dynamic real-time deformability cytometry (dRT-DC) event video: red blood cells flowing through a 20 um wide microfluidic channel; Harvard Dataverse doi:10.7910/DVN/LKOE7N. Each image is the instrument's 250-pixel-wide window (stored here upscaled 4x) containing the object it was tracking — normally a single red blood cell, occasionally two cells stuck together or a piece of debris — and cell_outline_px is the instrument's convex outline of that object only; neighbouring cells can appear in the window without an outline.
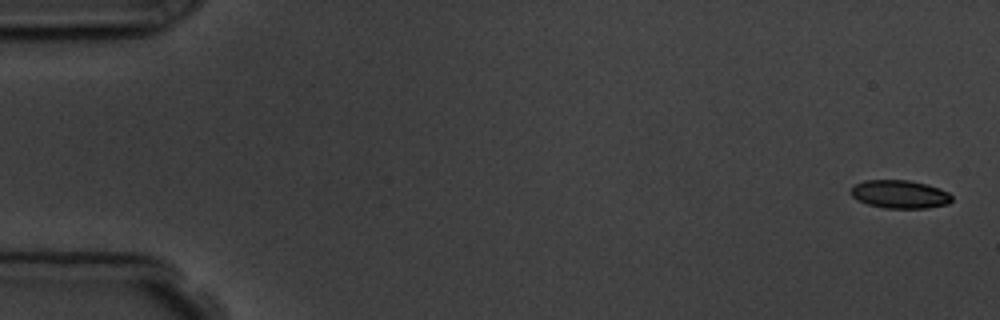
{"species": "common noctule bat (a hibernating species)", "species_latin": "Nyctalus noctula", "temperature_condition": "room temperature", "stored_images_in_passage": 7, "camera_frame_rate_fps": 3000, "um_per_image_px": 0.085, "animal": {"sex": "male", "body_mass_g": 19.5, "forearm_length_mm": 54.6}, "frame": {"image": 1, "passage_image": 1, "time_ms": 0.0, "image_size_px": [1000, 320], "cell_outline_px": [[952, 200], [948, 204], [928, 208], [884, 208], [868, 204], [856, 200], [848, 192], [856, 184], [864, 180], [908, 180], [928, 184], [940, 188], [948, 192], [952, 196]], "centroid_in_image_um": [76.48, 16.51], "position_along_channel_um": 8.5, "area_um2": 16.76}}
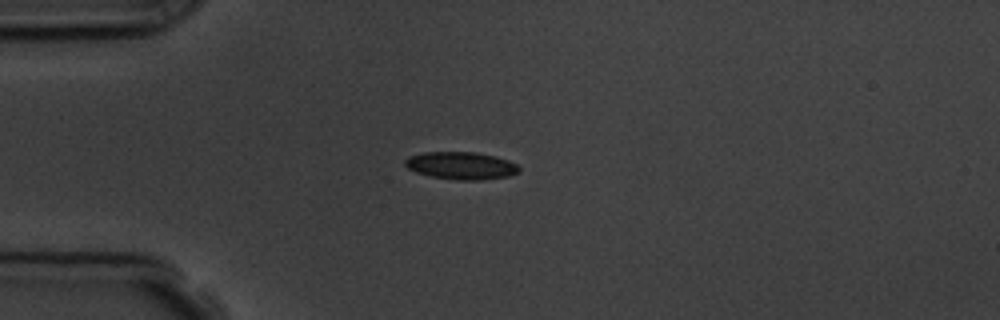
{"frame": {"image": 2, "passage_image": 5, "time_ms": 4.333, "image_size_px": [1000, 320], "cell_outline_px": [[520, 172], [508, 176], [480, 180], [456, 180], [432, 176], [416, 172], [408, 168], [404, 164], [404, 160], [408, 156], [424, 152], [476, 152], [496, 156], [508, 160], [516, 164], [520, 168]], "centroid_in_image_um": [39.2, 14.07], "position_along_channel_um": 45.8, "area_um2": 18.32}}
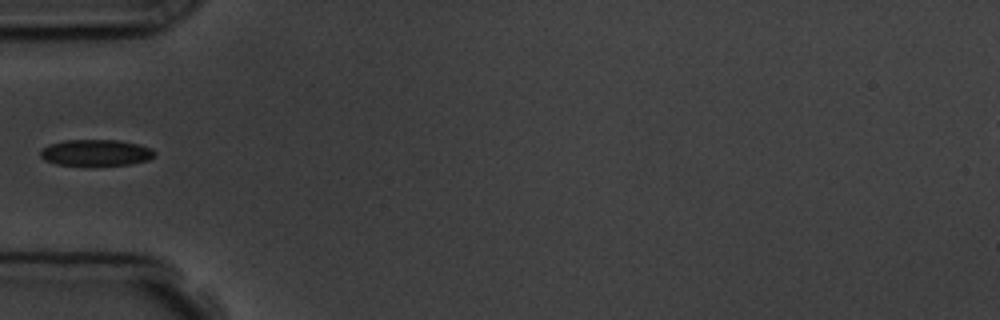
{"frame": {"image": 3, "passage_image": 6, "time_ms": 5.667, "image_size_px": [1000, 320], "cell_outline_px": [[156, 156], [148, 160], [128, 164], [56, 164], [44, 160], [40, 156], [40, 148], [48, 144], [64, 140], [120, 140], [140, 144], [152, 148], [156, 152]], "centroid_in_image_um": [8.16, 12.95], "position_along_channel_um": 76.8, "area_um2": 17.46}}